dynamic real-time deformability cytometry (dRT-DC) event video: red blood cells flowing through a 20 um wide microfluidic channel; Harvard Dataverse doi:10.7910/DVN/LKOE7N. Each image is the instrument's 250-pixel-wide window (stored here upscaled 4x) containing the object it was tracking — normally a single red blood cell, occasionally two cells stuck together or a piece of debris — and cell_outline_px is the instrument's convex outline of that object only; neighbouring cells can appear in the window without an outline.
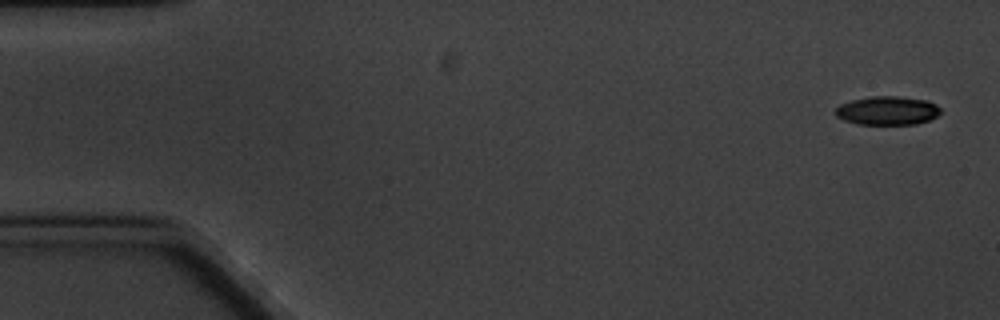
{"species": "common noctule bat (a hibernating species)", "species_latin": "Nyctalus noctula", "temperature_condition": "cold", "stored_images_in_passage": 7, "camera_frame_rate_fps": 3000, "um_per_image_px": 0.085, "animal": {"sex": "male", "body_mass_g": 20.1, "forearm_length_mm": 53.5}, "frame": {"image": 1, "passage_image": 1, "time_ms": 0.0, "image_size_px": [1000, 320], "cell_outline_px": [[940, 112], [936, 116], [928, 120], [916, 124], [856, 124], [844, 120], [836, 116], [832, 112], [840, 104], [852, 100], [872, 96], [896, 96], [924, 100], [936, 104], [940, 108]], "centroid_in_image_um": [75.38, 9.4], "position_along_channel_um": 9.6, "area_um2": 17.51}}
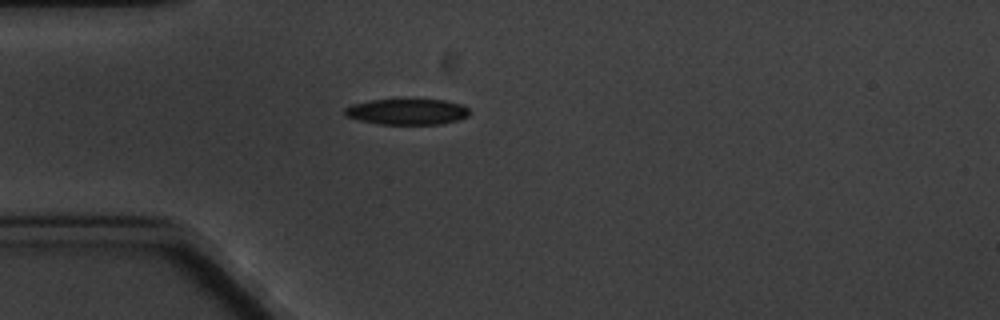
{"frame": {"image": 2, "passage_image": 5, "time_ms": 4.667, "image_size_px": [1000, 320], "cell_outline_px": [[468, 116], [460, 120], [440, 124], [376, 124], [344, 116], [344, 108], [352, 104], [372, 100], [404, 96], [444, 100], [464, 104], [468, 108]], "centroid_in_image_um": [34.61, 9.44], "position_along_channel_um": 50.4, "area_um2": 19.88}}